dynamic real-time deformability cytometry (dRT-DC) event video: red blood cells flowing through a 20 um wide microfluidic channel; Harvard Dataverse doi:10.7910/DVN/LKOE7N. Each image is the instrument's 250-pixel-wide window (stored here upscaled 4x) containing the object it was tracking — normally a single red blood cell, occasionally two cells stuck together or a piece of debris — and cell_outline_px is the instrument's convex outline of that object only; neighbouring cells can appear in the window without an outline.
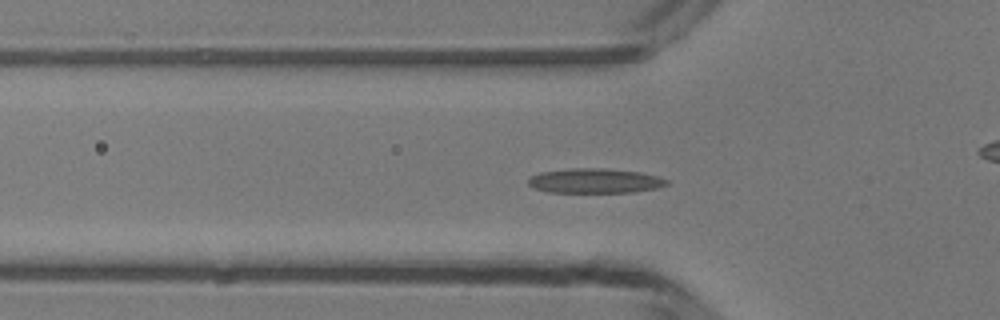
{"species": "common noctule bat (a hibernating species)", "species_latin": "Nyctalus noctula", "temperature_condition": "room temperature", "stored_images_in_passage": 50, "camera_frame_rate_fps": 3000, "um_per_image_px": 0.085, "animal": {"sex": "male", "body_mass_g": 13.3}, "frame": {"image": 1, "passage_image": 16, "time_ms": 5.0, "image_size_px": [1000, 320], "cell_outline_px": [[672, 184], [656, 188], [632, 192], [548, 192], [536, 188], [528, 184], [528, 180], [532, 176], [540, 172], [572, 168], [604, 168], [640, 172], [656, 176], [668, 180]], "centroid_in_image_um": [50.6, 15.36], "position_along_channel_um": 75.2, "area_um2": 19.83}}
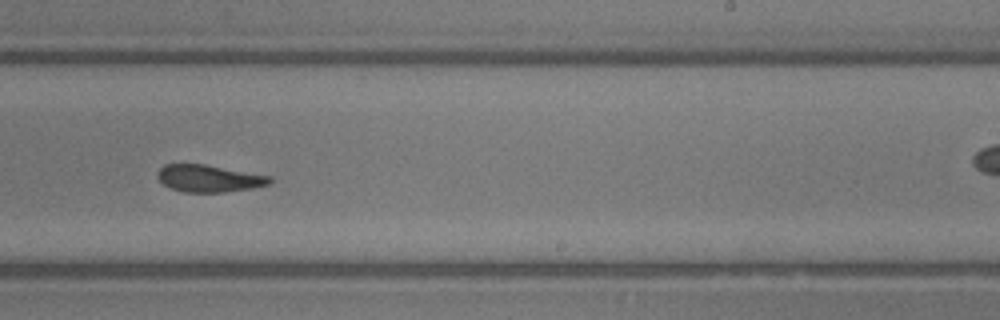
{"frame": {"image": 2, "passage_image": 30, "time_ms": 9.667, "image_size_px": [1000, 320], "cell_outline_px": [[272, 180], [268, 184], [252, 188], [224, 192], [184, 192], [168, 188], [156, 176], [156, 172], [164, 164], [204, 164], [272, 176]], "centroid_in_image_um": [17.73, 15.16], "position_along_channel_um": 271.3, "area_um2": 17.8}}
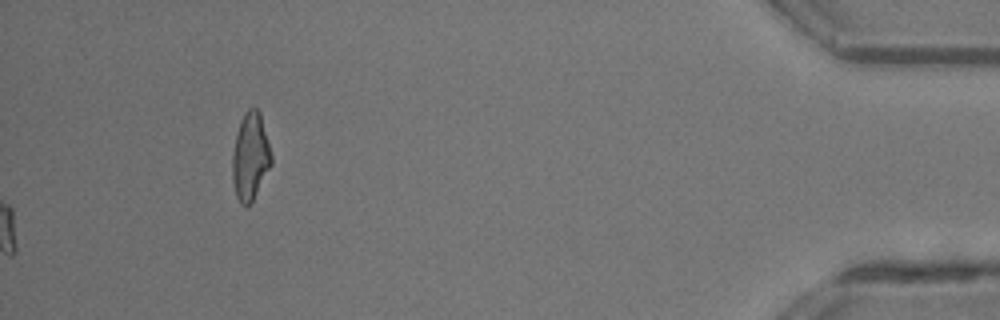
{"frame": {"image": 3, "passage_image": 50, "time_ms": 16.333, "image_size_px": [1000, 320], "cell_outline_px": [[272, 164], [252, 200], [248, 204], [240, 204], [236, 196], [232, 180], [232, 152], [236, 132], [240, 120], [244, 112], [248, 108], [256, 108], [260, 112], [272, 156]], "centroid_in_image_um": [21.26, 13.27], "position_along_channel_um": 413.9, "area_um2": 19.83}, "authors_computed_cell_mechanics": {"area_um2": 18.6116, "velocity_mm_per_s": 4.1931, "shape_relaxation_time_tau1_ms": 7.3422, "shape_relaxation_time_tau2_ms": 2.3485, "deformation_change_tau1": 0.1968, "deformation_change_tau2": 0.0936}}